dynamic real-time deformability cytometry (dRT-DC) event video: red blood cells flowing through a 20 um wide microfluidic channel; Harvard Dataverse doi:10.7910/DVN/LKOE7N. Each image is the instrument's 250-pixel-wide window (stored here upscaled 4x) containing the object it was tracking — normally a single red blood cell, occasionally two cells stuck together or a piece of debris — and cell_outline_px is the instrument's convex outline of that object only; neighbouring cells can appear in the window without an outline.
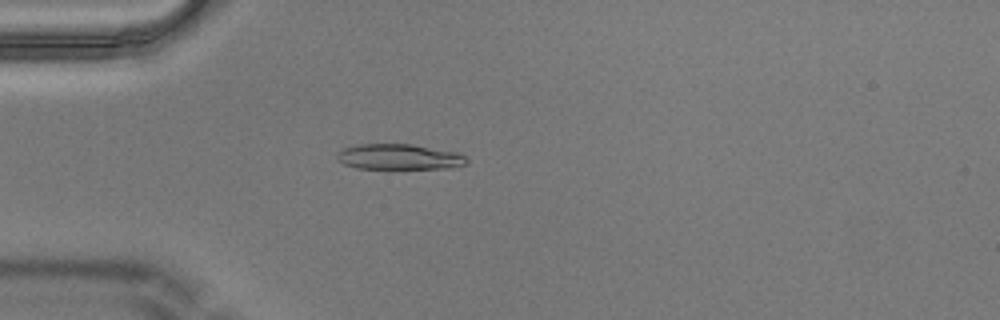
{"species": "Egyptian fruit bat (a non-hibernating species)", "species_latin": "Rousettus aegyptiacus", "temperature_condition": "warm", "stored_images_in_passage": 4, "camera_frame_rate_fps": 3000, "um_per_image_px": 0.085, "animal": {"sex": "male"}, "frame": {"image": 1, "passage_image": 3, "time_ms": 0.667, "image_size_px": [1000, 320], "cell_outline_px": [[468, 164], [448, 168], [356, 168], [344, 164], [336, 160], [336, 156], [344, 148], [356, 144], [412, 144], [456, 152], [464, 156], [468, 160]], "centroid_in_image_um": [33.92, 13.33], "position_along_channel_um": 51.1, "area_um2": 19.19}}